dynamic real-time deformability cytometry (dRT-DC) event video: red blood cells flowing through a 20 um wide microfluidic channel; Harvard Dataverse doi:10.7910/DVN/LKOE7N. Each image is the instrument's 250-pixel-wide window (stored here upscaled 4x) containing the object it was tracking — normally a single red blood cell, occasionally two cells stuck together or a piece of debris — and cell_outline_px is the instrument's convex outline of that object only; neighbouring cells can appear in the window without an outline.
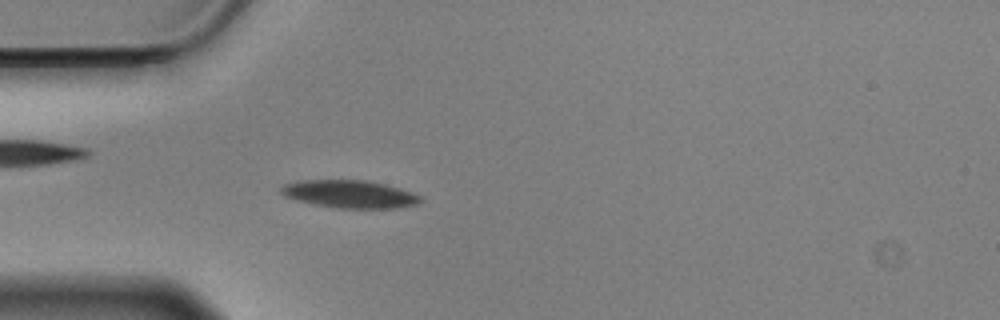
{"species": "Egyptian fruit bat (a non-hibernating species)", "species_latin": "Rousettus aegyptiacus", "temperature_condition": "cold", "stored_images_in_passage": 45, "camera_frame_rate_fps": 3000, "um_per_image_px": 0.085, "animal": {"sex": "male"}, "frame": {"image": 1, "passage_image": 4, "time_ms": 1.0, "image_size_px": [1000, 320], "cell_outline_px": [[424, 200], [416, 204], [396, 208], [336, 208], [296, 200], [284, 196], [280, 192], [280, 188], [284, 184], [300, 180], [364, 180], [384, 184], [400, 188], [412, 192], [420, 196]], "centroid_in_image_um": [29.72, 16.49], "position_along_channel_um": 55.3, "area_um2": 22.48}}
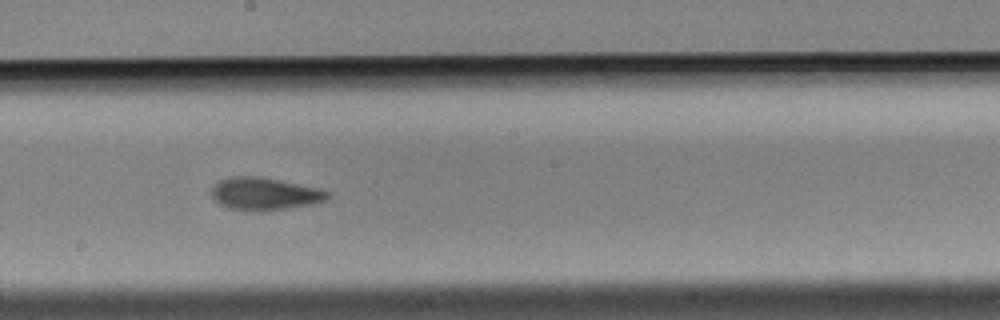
{"frame": {"image": 2, "passage_image": 19, "time_ms": 6.0, "image_size_px": [1000, 320], "cell_outline_px": [[328, 196], [324, 200], [312, 204], [284, 208], [232, 208], [220, 204], [212, 196], [212, 188], [220, 180], [232, 176], [256, 176], [280, 180], [320, 188], [328, 192]], "centroid_in_image_um": [22.5, 16.42], "position_along_channel_um": 225.7, "area_um2": 20.87}}
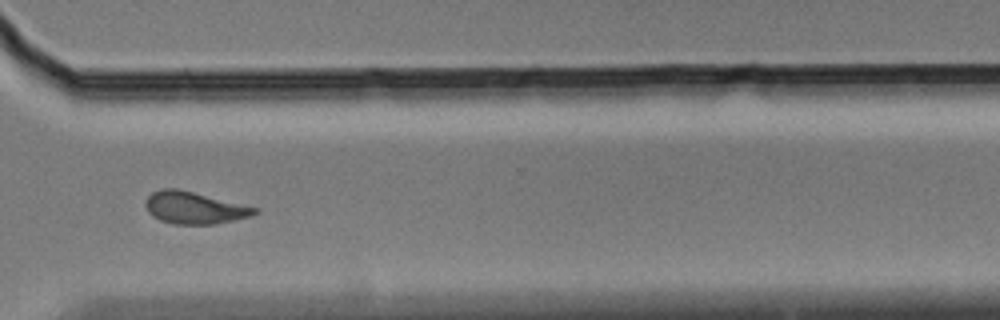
{"frame": {"image": 3, "passage_image": 30, "time_ms": 9.667, "image_size_px": [1000, 320], "cell_outline_px": [[260, 212], [252, 216], [216, 224], [172, 224], [160, 220], [152, 216], [148, 212], [144, 204], [148, 196], [152, 192], [160, 188], [176, 188], [256, 208]], "centroid_in_image_um": [16.47, 17.67], "position_along_channel_um": 354.1, "area_um2": 20.23}, "authors_computed_cell_mechanics": {"area_um2": 20.808, "velocity_mm_per_s": 3.5002, "shape_relaxation_time_tau1_ms": 2.6365, "shape_relaxation_time_tau2_ms": 3.051, "deformation_change_tau1": 0.1423, "deformation_change_tau2": 0.1066}}